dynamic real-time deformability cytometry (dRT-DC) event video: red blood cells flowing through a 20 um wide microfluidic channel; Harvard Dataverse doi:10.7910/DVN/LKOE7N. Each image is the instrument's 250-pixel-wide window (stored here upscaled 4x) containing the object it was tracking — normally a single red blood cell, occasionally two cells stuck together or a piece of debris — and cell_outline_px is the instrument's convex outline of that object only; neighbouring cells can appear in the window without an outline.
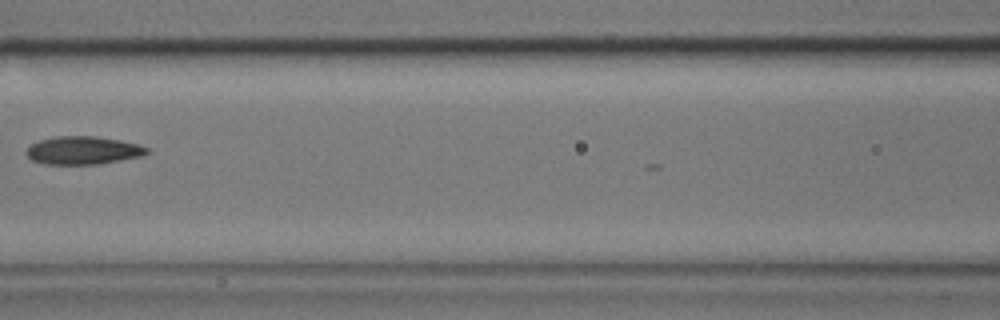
{"species": "common noctule bat (a hibernating species)", "species_latin": "Nyctalus noctula", "temperature_condition": "cold", "stored_images_in_passage": 5, "camera_frame_rate_fps": 3000, "um_per_image_px": 0.085, "animal": {"sex": "male", "body_mass_g": 17.9}, "frame": {"image": 1, "passage_image": 4, "time_ms": 1.0, "image_size_px": [1000, 320], "cell_outline_px": [[148, 152], [140, 156], [96, 164], [44, 164], [32, 160], [24, 152], [32, 144], [40, 140], [56, 136], [96, 136], [120, 140], [136, 144], [148, 148]], "centroid_in_image_um": [7.01, 12.77], "position_along_channel_um": 159.6, "area_um2": 19.42}}